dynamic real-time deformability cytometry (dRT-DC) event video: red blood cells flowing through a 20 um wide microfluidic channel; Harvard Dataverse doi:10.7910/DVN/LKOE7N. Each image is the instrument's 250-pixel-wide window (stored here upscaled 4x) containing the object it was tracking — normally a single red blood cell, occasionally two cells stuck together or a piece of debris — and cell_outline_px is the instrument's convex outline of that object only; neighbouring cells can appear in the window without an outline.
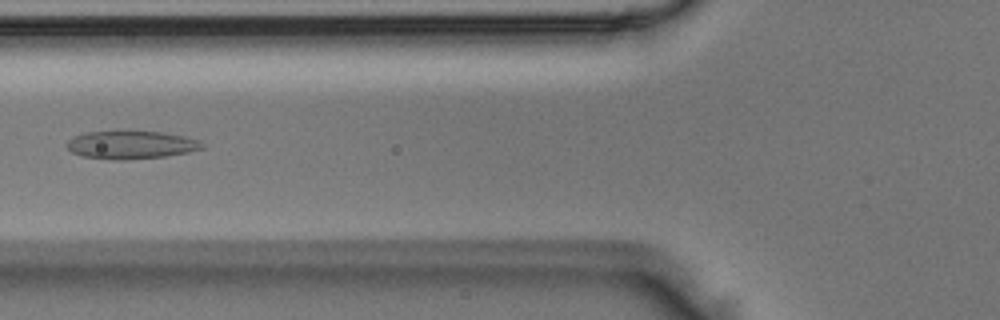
{"species": "Egyptian fruit bat (a non-hibernating species)", "species_latin": "Rousettus aegyptiacus", "temperature_condition": "room temperature", "stored_images_in_passage": 5, "camera_frame_rate_fps": 3000, "um_per_image_px": 0.085, "animal": {"sex": "male"}, "frame": {"image": 1, "passage_image": 5, "time_ms": 1.333, "image_size_px": [1000, 320], "cell_outline_px": [[204, 148], [188, 152], [168, 156], [124, 160], [116, 160], [80, 156], [72, 152], [68, 148], [68, 140], [76, 136], [88, 132], [160, 132], [184, 136], [200, 140], [204, 144]], "centroid_in_image_um": [11.19, 12.33], "position_along_channel_um": 114.6, "area_um2": 21.85}}